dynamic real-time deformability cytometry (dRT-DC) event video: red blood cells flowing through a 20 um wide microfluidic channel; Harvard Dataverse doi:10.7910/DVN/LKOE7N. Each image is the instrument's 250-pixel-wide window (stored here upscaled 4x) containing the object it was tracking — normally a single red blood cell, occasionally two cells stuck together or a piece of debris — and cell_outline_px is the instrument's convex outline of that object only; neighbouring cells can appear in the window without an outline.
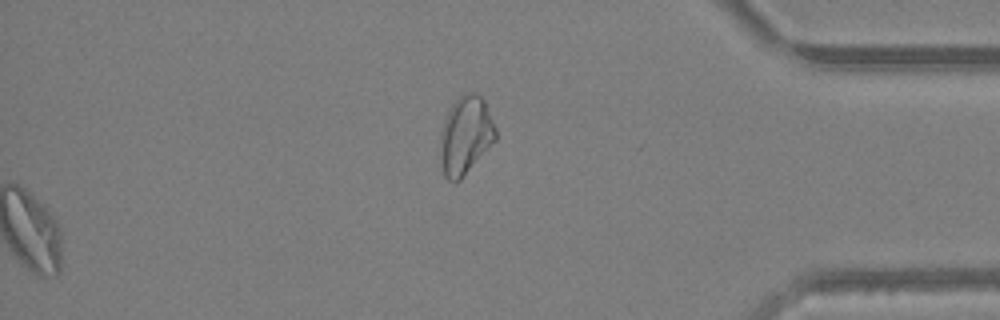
{"species": "Egyptian fruit bat (a non-hibernating species)", "species_latin": "Rousettus aegyptiacus", "temperature_condition": "warm", "stored_images_in_passage": 39, "segment_of_instrument_passage": [2, 2], "camera_frame_rate_fps": 3000, "um_per_image_px": 0.085, "animal": {"sex": "female"}, "frame": {"image": 1, "passage_image": 39, "time_ms": 12.667, "image_size_px": [1000, 320], "cell_outline_px": [[496, 140], [460, 180], [448, 180], [444, 176], [440, 160], [440, 132], [444, 120], [452, 104], [460, 96], [468, 92], [476, 92], [484, 100], [496, 128]], "centroid_in_image_um": [39.56, 11.5], "position_along_channel_um": 395.6, "area_um2": 25.14}}